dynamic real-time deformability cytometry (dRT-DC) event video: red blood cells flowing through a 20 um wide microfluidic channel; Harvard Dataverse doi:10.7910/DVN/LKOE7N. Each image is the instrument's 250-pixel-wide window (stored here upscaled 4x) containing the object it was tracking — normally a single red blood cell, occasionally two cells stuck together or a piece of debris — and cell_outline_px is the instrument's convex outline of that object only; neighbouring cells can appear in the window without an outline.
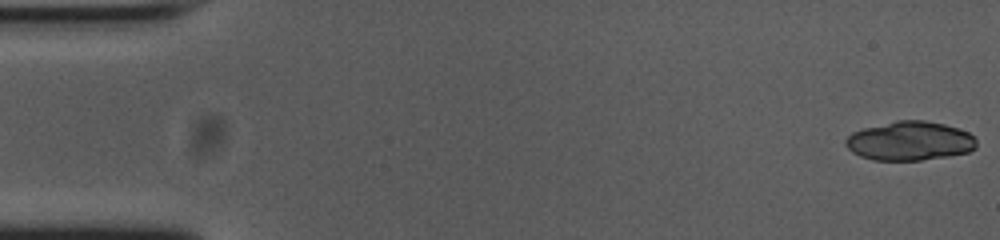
{"species": "common noctule bat (a hibernating species)", "species_latin": "Nyctalus noctula", "temperature_condition": "cold", "stored_images_in_passage": 53, "segment_of_instrument_passage": [1, 2], "camera_frame_rate_fps": 3000, "um_per_image_px": 0.085, "animal": {"sex": "female", "body_mass_g": 23.0, "forearm_length_mm": 53.4}, "frame": {"image": 1, "passage_image": 1, "time_ms": 0.0, "image_size_px": [1000, 240], "cell_outline_px": [[976, 148], [968, 152], [948, 156], [920, 160], [872, 160], [860, 156], [852, 152], [844, 144], [844, 140], [852, 132], [864, 128], [896, 120], [924, 120], [944, 124], [968, 132], [976, 136]], "centroid_in_image_um": [77.32, 11.98], "position_along_channel_um": 7.7, "area_um2": 29.88}}